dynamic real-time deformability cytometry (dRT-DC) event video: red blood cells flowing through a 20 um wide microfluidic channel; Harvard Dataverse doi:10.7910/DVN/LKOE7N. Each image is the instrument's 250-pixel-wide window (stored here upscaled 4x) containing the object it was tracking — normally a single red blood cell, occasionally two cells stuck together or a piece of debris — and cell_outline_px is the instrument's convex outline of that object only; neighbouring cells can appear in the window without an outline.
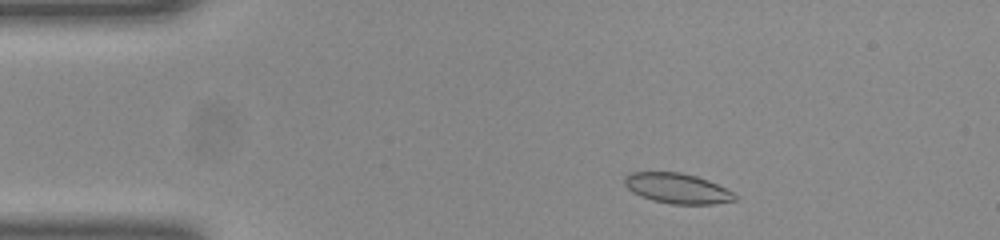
{"species": "common noctule bat (a hibernating species)", "species_latin": "Nyctalus noctula", "temperature_condition": "room temperature", "stored_images_in_passage": 46, "camera_frame_rate_fps": 3000, "um_per_image_px": 0.085, "animal": {"sex": "female", "body_mass_g": 23.0, "forearm_length_mm": 53.4}, "frame": {"image": 1, "passage_image": 4, "time_ms": 1.0, "image_size_px": [1000, 240], "cell_outline_px": [[736, 200], [712, 204], [672, 204], [652, 200], [640, 196], [632, 192], [624, 184], [624, 176], [632, 172], [680, 172], [696, 176], [708, 180], [732, 192], [736, 196]], "centroid_in_image_um": [57.53, 16.01], "position_along_channel_um": 27.5, "area_um2": 19.31}}
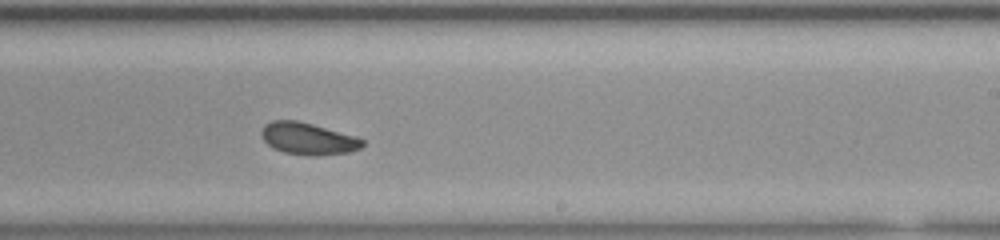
{"frame": {"image": 2, "passage_image": 26, "time_ms": 8.333, "image_size_px": [1000, 240], "cell_outline_px": [[364, 144], [360, 148], [348, 152], [320, 156], [308, 156], [284, 152], [272, 148], [260, 136], [260, 132], [264, 124], [272, 120], [296, 120], [312, 124], [356, 136], [364, 140]], "centroid_in_image_um": [26.15, 11.79], "position_along_channel_um": 262.8, "area_um2": 18.96}}
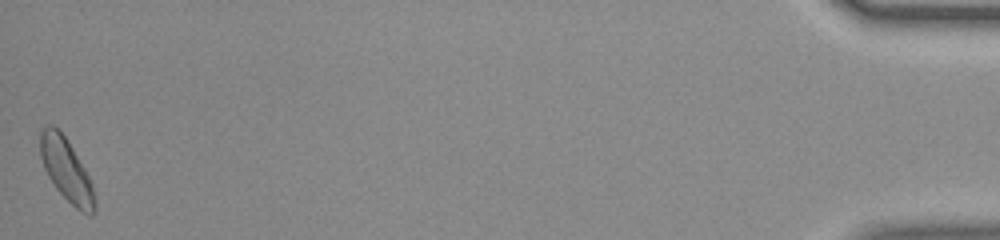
{"frame": {"image": 3, "passage_image": 46, "time_ms": 15.0, "image_size_px": [1000, 240], "cell_outline_px": [[96, 208], [92, 216], [88, 216], [76, 208], [56, 188], [48, 176], [44, 168], [40, 156], [40, 132], [44, 124], [52, 124], [64, 136], [72, 148], [84, 168], [92, 184], [96, 204]], "centroid_in_image_um": [5.63, 14.45], "position_along_channel_um": 429.6, "area_um2": 19.71}, "authors_computed_cell_mechanics": {"area_um2": 19.0162, "velocity_mm_per_s": 4.0031, "shape_relaxation_time_tau1_ms": 6.5092, "shape_relaxation_time_tau2_ms": 3.2767, "deformation_change_tau1": 0.1286, "deformation_change_tau2": 0.0692}}